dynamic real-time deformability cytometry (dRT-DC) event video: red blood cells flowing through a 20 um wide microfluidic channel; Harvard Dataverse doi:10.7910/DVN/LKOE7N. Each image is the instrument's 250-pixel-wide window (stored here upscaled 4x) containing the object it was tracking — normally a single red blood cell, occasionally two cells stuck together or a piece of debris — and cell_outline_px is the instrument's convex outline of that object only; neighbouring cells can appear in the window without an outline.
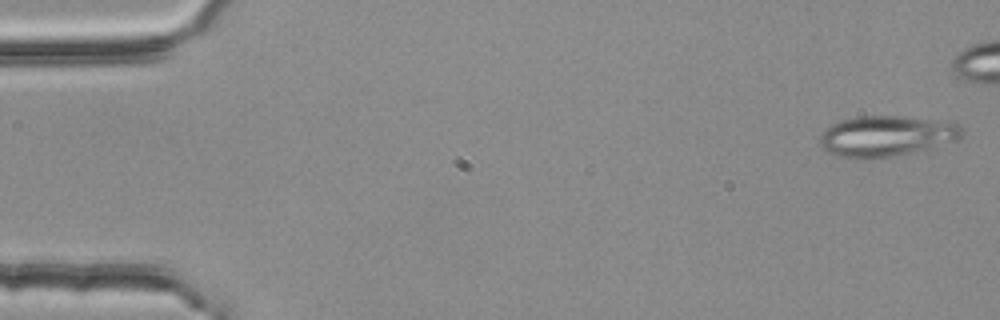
{"species": "common noctule bat (a hibernating species)", "species_latin": "Nyctalus noctula", "temperature_condition": "room temperature", "stored_images_in_passage": 45, "camera_frame_rate_fps": 3000, "um_per_image_px": 0.085, "animal": {"sex": "female", "body_mass_g": 25.1}, "frame": {"image": 1, "passage_image": 2, "time_ms": 0.333, "image_size_px": [1000, 320], "cell_outline_px": [[964, 132], [956, 140], [928, 148], [892, 156], [872, 160], [836, 156], [824, 148], [820, 144], [820, 136], [824, 128], [840, 120], [860, 116], [904, 116], [956, 124], [964, 128]], "centroid_in_image_um": [75.27, 11.57], "position_along_channel_um": 9.7, "area_um2": 33.41}}
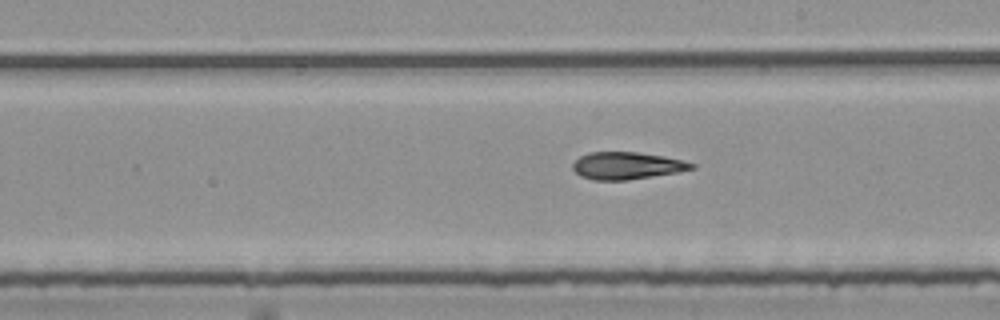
{"frame": {"image": 2, "passage_image": 31, "time_ms": 10.0, "image_size_px": [1000, 320], "cell_outline_px": [[696, 168], [676, 172], [628, 180], [592, 180], [580, 176], [572, 168], [572, 164], [580, 156], [588, 152], [636, 152], [664, 156], [684, 160], [696, 164]], "centroid_in_image_um": [53.28, 14.08], "position_along_channel_um": 235.7, "area_um2": 18.9}}
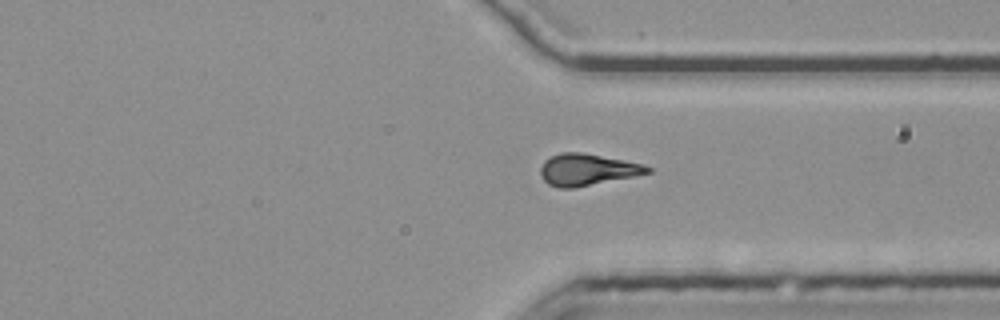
{"frame": {"image": 3, "passage_image": 41, "time_ms": 13.333, "image_size_px": [1000, 320], "cell_outline_px": [[652, 172], [572, 188], [560, 188], [548, 184], [540, 176], [540, 168], [544, 160], [560, 152], [580, 152], [624, 160], [640, 164], [652, 168]], "centroid_in_image_um": [49.86, 14.41], "position_along_channel_um": 361.5, "area_um2": 19.42}}